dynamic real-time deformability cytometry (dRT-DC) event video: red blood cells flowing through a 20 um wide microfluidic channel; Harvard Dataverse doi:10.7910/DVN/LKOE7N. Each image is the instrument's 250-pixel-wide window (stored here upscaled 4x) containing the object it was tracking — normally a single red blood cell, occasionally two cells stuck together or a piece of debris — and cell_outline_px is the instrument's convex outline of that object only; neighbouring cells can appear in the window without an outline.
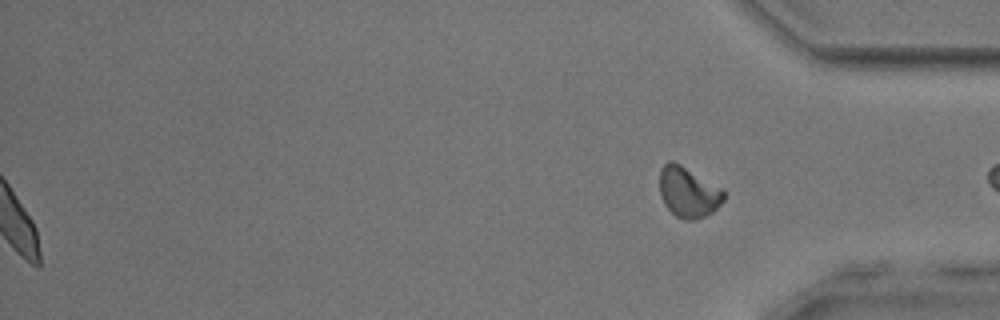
{"species": "common noctule bat (a hibernating species)", "species_latin": "Nyctalus noctula", "temperature_condition": "room temperature", "stored_images_in_passage": 50, "segment_of_instrument_passage": [2, 2], "camera_frame_rate_fps": 3000, "um_per_image_px": 0.085, "animal": {"sex": "male", "body_mass_g": 17.9, "forearm_length_mm": 54.2}, "frame": {"image": 1, "passage_image": 50, "time_ms": 16.333, "image_size_px": [1000, 320], "cell_outline_px": [[724, 200], [712, 212], [696, 220], [684, 220], [676, 216], [664, 204], [660, 196], [660, 168], [668, 160], [672, 160], [680, 164], [720, 188], [724, 192]], "centroid_in_image_um": [58.46, 16.34], "position_along_channel_um": 376.7, "area_um2": 18.67}}